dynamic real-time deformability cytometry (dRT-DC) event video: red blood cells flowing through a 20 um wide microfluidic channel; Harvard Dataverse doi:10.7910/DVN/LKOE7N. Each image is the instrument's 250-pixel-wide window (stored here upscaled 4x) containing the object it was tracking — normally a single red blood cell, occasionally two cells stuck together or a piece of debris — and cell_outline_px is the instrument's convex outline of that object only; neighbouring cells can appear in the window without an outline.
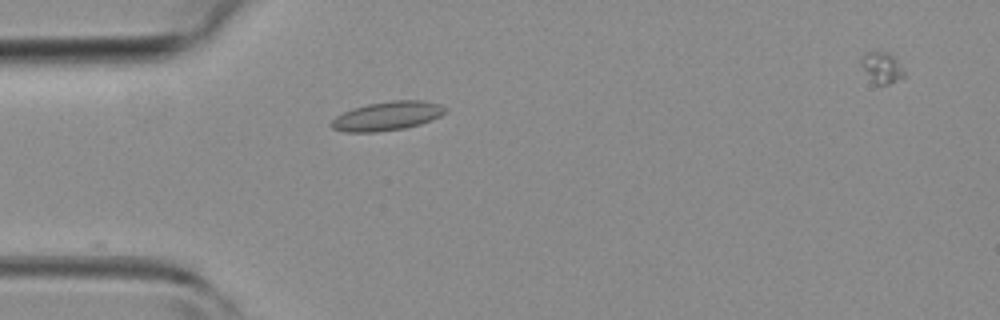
{"species": "common noctule bat (a hibernating species)", "species_latin": "Nyctalus noctula", "temperature_condition": "room temperature", "stored_images_in_passage": 4, "camera_frame_rate_fps": 3000, "um_per_image_px": 0.085, "animal": {"sex": "female", "body_mass_g": 19.3, "forearm_length_mm": 54.1}, "frame": {"image": 1, "passage_image": 1, "time_ms": 0.0, "image_size_px": [1000, 320], "cell_outline_px": [[448, 108], [440, 116], [432, 120], [420, 124], [404, 128], [376, 132], [344, 132], [332, 128], [328, 124], [336, 116], [352, 108], [368, 104], [392, 100], [424, 100], [440, 104]], "centroid_in_image_um": [32.91, 9.86], "position_along_channel_um": 52.1, "area_um2": 19.31}}
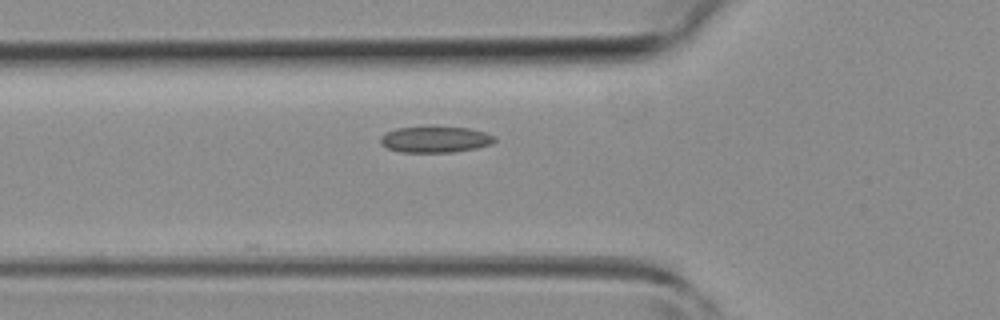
{"frame": {"image": 2, "passage_image": 4, "time_ms": 1.0, "image_size_px": [1000, 320], "cell_outline_px": [[496, 140], [492, 144], [476, 148], [452, 152], [400, 152], [388, 148], [380, 144], [380, 136], [396, 128], [432, 124], [468, 128], [484, 132], [496, 136]], "centroid_in_image_um": [36.99, 11.81], "position_along_channel_um": 88.8, "area_um2": 18.09}}